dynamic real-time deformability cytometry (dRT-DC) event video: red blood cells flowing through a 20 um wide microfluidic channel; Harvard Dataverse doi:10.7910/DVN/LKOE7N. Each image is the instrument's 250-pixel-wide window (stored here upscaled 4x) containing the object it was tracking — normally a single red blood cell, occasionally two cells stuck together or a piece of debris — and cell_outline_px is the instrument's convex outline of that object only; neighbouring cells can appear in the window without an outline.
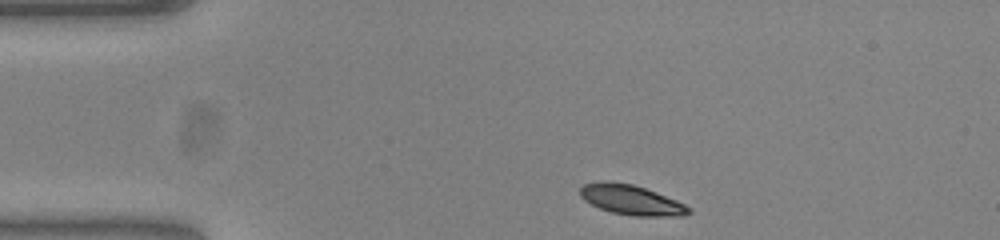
{"species": "common noctule bat (a hibernating species)", "species_latin": "Nyctalus noctula", "temperature_condition": "warm", "stored_images_in_passage": 37, "camera_frame_rate_fps": 3000, "um_per_image_px": 0.085, "animal": {"sex": "female", "body_mass_g": 23.0, "forearm_length_mm": 53.4}, "frame": {"image": 1, "passage_image": 1, "time_ms": 0.0, "image_size_px": [1000, 240], "cell_outline_px": [[692, 212], [684, 216], [632, 216], [612, 212], [600, 208], [584, 200], [580, 196], [580, 188], [584, 184], [600, 180], [608, 180], [632, 184], [656, 192], [676, 200], [692, 208]], "centroid_in_image_um": [53.66, 16.98], "position_along_channel_um": 31.3, "area_um2": 19.07}}
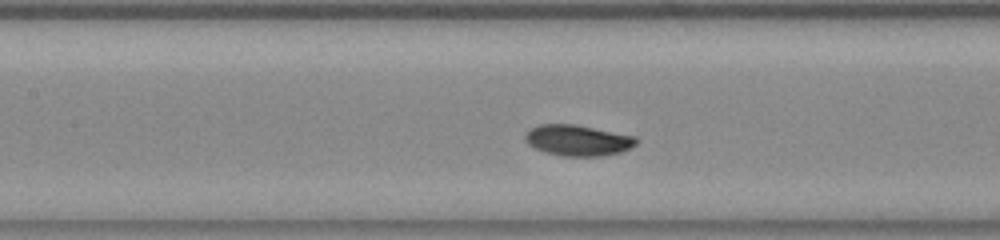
{"frame": {"image": 2, "passage_image": 15, "time_ms": 4.667, "image_size_px": [1000, 240], "cell_outline_px": [[636, 144], [620, 152], [600, 156], [564, 156], [544, 152], [528, 144], [524, 140], [524, 136], [532, 128], [540, 124], [572, 124], [636, 136]], "centroid_in_image_um": [49.09, 11.93], "position_along_channel_um": 158.3, "area_um2": 19.71}}
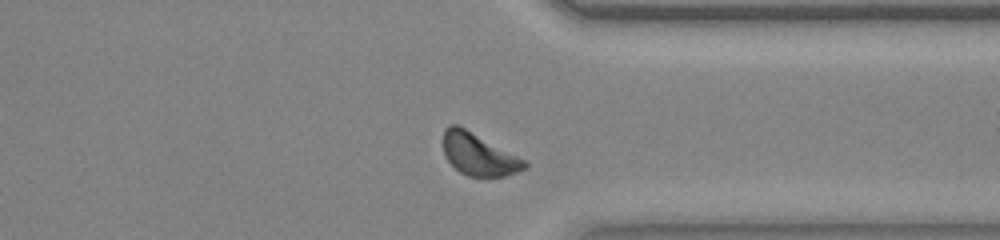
{"frame": {"image": 3, "passage_image": 32, "time_ms": 10.333, "image_size_px": [1000, 240], "cell_outline_px": [[528, 164], [524, 168], [516, 172], [504, 176], [468, 176], [460, 172], [444, 156], [444, 128], [448, 124], [456, 124], [528, 160]], "centroid_in_image_um": [40.7, 13.11], "position_along_channel_um": 370.7, "area_um2": 19.83}, "authors_computed_cell_mechanics": {"area_um2": 19.4786, "velocity_mm_per_s": 3.7908, "shape_relaxation_time_tau1_ms": 1.0498, "shape_relaxation_time_tau2_ms": null, "deformation_change_tau1": 0.0748, "deformation_change_tau2": null}}